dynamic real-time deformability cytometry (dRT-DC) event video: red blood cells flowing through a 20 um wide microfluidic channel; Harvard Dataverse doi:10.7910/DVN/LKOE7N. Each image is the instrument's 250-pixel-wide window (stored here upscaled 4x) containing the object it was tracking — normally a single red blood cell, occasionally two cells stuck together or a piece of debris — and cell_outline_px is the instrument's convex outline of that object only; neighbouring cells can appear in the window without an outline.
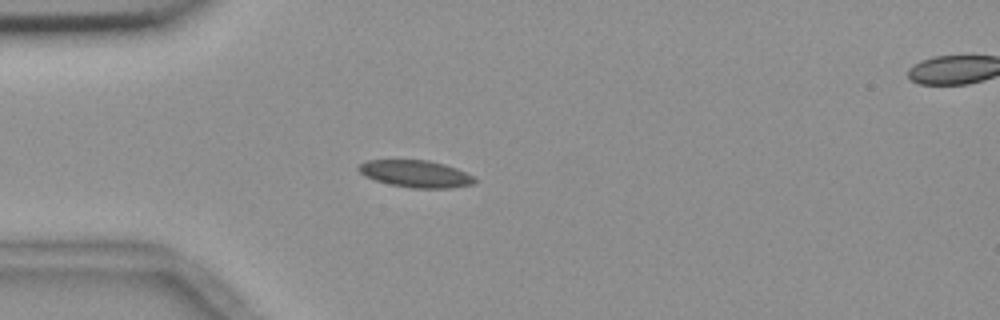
{"species": "common noctule bat (a hibernating species)", "species_latin": "Nyctalus noctula", "temperature_condition": "room temperature", "stored_images_in_passage": 41, "camera_frame_rate_fps": 3000, "um_per_image_px": 0.085, "animal": {"sex": "female", "body_mass_g": 18.4}, "frame": {"image": 1, "passage_image": 1, "time_ms": 0.0, "image_size_px": [1000, 320], "cell_outline_px": [[476, 180], [472, 184], [452, 188], [412, 188], [392, 184], [376, 180], [364, 176], [356, 168], [360, 164], [368, 160], [428, 160], [444, 164], [456, 168], [472, 176]], "centroid_in_image_um": [35.32, 14.77], "position_along_channel_um": 49.7, "area_um2": 18.09}}
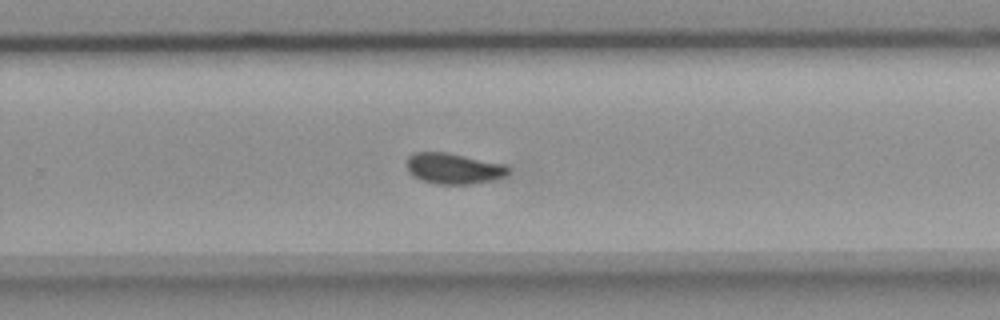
{"frame": {"image": 2, "passage_image": 22, "time_ms": 7.0, "image_size_px": [1000, 320], "cell_outline_px": [[512, 172], [508, 176], [492, 180], [472, 184], [436, 184], [420, 180], [408, 172], [404, 164], [408, 156], [416, 152], [448, 152], [504, 164], [512, 168]], "centroid_in_image_um": [38.57, 14.32], "position_along_channel_um": 291.2, "area_um2": 18.73}}
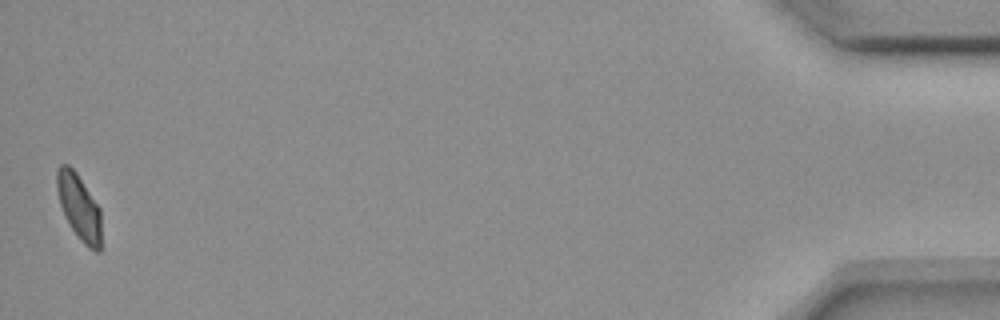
{"frame": {"image": 3, "passage_image": 41, "time_ms": 13.333, "image_size_px": [1000, 320], "cell_outline_px": [[100, 252], [96, 252], [88, 248], [84, 244], [72, 228], [60, 204], [56, 188], [56, 172], [60, 164], [68, 164], [76, 172], [100, 208]], "centroid_in_image_um": [6.71, 17.57], "position_along_channel_um": 428.5, "area_um2": 16.7}, "authors_computed_cell_mechanics": {"area_um2": 18.207, "velocity_mm_per_s": 3.625, "shape_relaxation_time_tau1_ms": null, "shape_relaxation_time_tau2_ms": 1.9193, "deformation_change_tau1": null, "deformation_change_tau2": 0.0565}}